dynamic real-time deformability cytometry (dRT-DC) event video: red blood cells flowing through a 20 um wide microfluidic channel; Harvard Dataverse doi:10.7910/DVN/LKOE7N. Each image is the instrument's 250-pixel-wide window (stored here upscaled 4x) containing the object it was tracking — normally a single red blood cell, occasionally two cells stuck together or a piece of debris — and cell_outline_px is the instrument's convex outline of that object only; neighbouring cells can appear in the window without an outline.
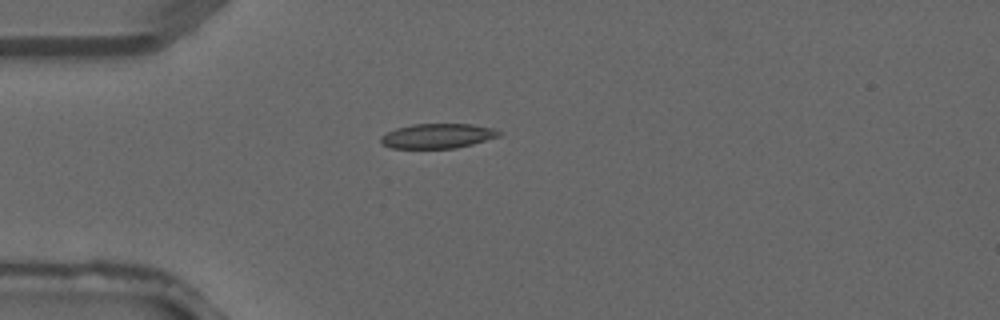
{"species": "common noctule bat (a hibernating species)", "species_latin": "Nyctalus noctula", "temperature_condition": "warm", "stored_images_in_passage": 3, "camera_frame_rate_fps": 3000, "um_per_image_px": 0.085, "animal": {"sex": "male", "forearm_length_mm": 52.5}, "frame": {"image": 1, "passage_image": 3, "time_ms": 0.667, "image_size_px": [1000, 320], "cell_outline_px": [[500, 136], [472, 144], [452, 148], [392, 148], [384, 144], [380, 140], [380, 136], [396, 128], [412, 124], [472, 124], [492, 128], [500, 132]], "centroid_in_image_um": [37.18, 11.55], "position_along_channel_um": 47.8, "area_um2": 16.82}}